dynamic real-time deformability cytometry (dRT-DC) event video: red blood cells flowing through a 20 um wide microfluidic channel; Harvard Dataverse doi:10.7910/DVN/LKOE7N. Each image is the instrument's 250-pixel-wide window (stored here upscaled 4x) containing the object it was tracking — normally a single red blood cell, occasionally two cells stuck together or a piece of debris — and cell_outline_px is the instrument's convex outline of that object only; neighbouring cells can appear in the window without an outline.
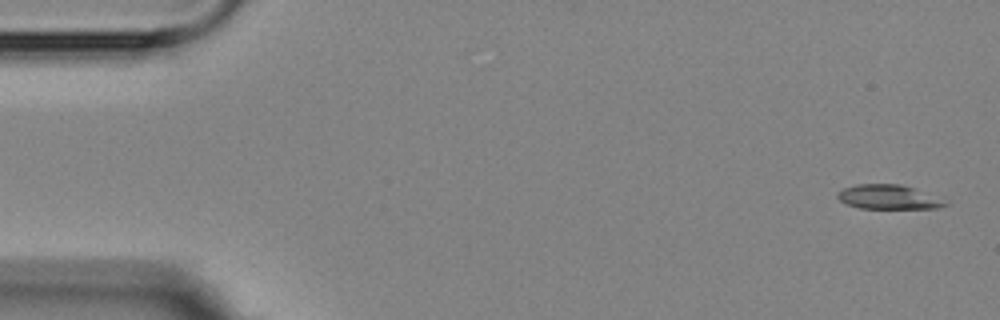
{"species": "Egyptian fruit bat (a non-hibernating species)", "species_latin": "Rousettus aegyptiacus", "temperature_condition": "room temperature", "stored_images_in_passage": 5, "camera_frame_rate_fps": 3000, "um_per_image_px": 0.085, "animal": {"sex": "female"}, "frame": {"image": 1, "passage_image": 1, "time_ms": 0.0, "image_size_px": [1000, 320], "cell_outline_px": [[948, 204], [936, 208], [860, 208], [848, 204], [840, 200], [836, 196], [844, 188], [856, 184], [900, 184], [912, 188]], "centroid_in_image_um": [75.4, 16.74], "position_along_channel_um": 9.6, "area_um2": 14.51}}
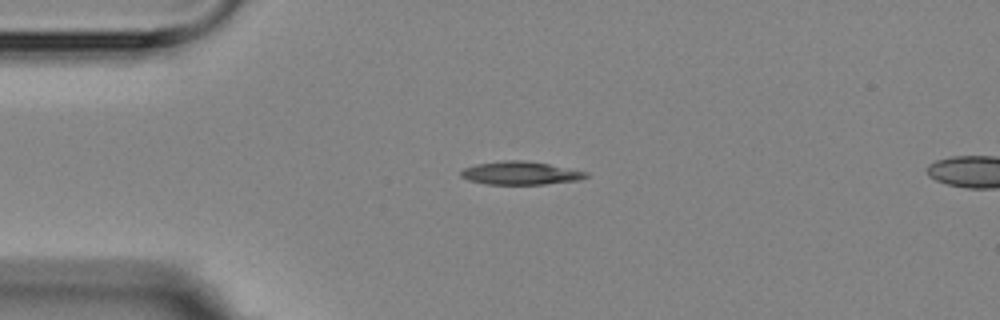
{"frame": {"image": 2, "passage_image": 4, "time_ms": 3.667, "image_size_px": [1000, 320], "cell_outline_px": [[588, 176], [576, 180], [544, 184], [488, 184], [468, 180], [460, 176], [460, 172], [464, 168], [476, 164], [504, 160], [524, 160], [548, 164], [588, 172]], "centroid_in_image_um": [44.2, 14.7], "position_along_channel_um": 40.8, "area_um2": 16.7}}